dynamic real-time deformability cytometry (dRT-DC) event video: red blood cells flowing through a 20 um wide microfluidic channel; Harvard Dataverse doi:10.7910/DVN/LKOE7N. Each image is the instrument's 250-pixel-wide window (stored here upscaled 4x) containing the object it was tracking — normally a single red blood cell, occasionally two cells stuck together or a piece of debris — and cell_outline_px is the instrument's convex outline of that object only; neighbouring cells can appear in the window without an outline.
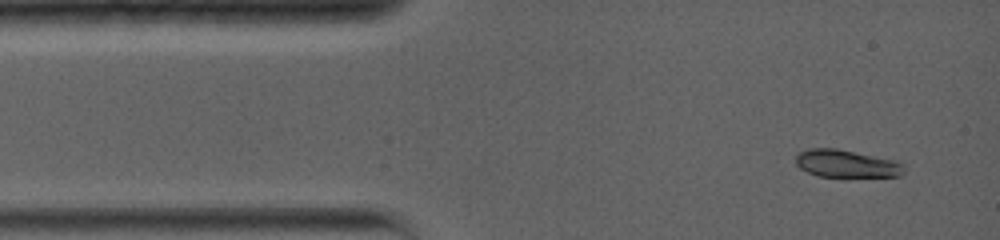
{"species": "common noctule bat (a hibernating species)", "species_latin": "Nyctalus noctula", "temperature_condition": "warm", "stored_images_in_passage": 14, "camera_frame_rate_fps": 5000, "um_per_image_px": 0.085, "animal": {"sex": "female", "body_mass_g": 19.0, "forearm_length_mm": 56.7}, "frame": {"image": 1, "passage_image": 1, "time_ms": 0.0, "image_size_px": [1000, 240], "cell_outline_px": [[904, 172], [900, 176], [816, 176], [800, 168], [796, 164], [796, 156], [800, 152], [808, 148], [836, 148], [896, 160], [904, 168]], "centroid_in_image_um": [71.92, 13.9], "position_along_channel_um": 13.1, "area_um2": 17.22}}
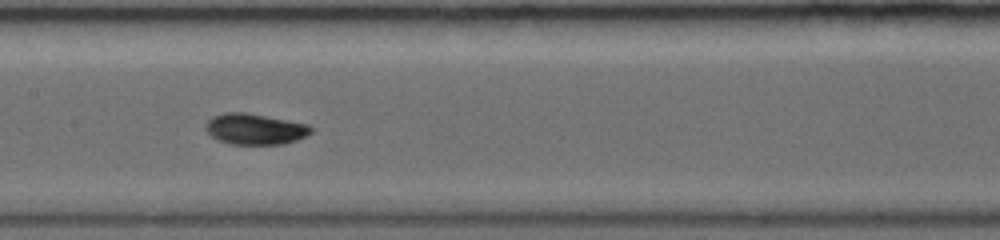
{"frame": {"image": 2, "passage_image": 7, "time_ms": 6.0, "image_size_px": [1000, 240], "cell_outline_px": [[312, 132], [296, 140], [284, 144], [232, 144], [220, 140], [212, 136], [204, 128], [204, 124], [212, 116], [224, 112], [244, 112], [308, 124], [312, 128]], "centroid_in_image_um": [21.64, 10.96], "position_along_channel_um": 185.8, "area_um2": 18.84}}
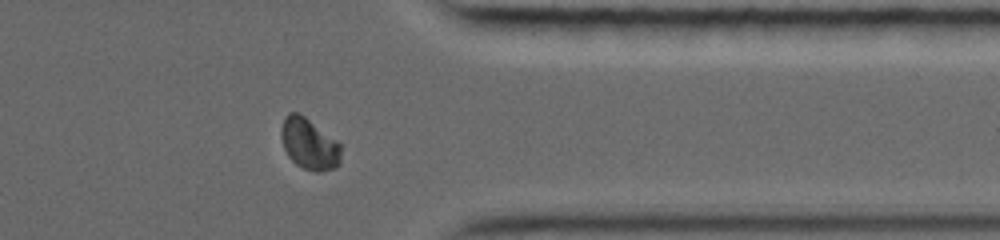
{"frame": {"image": 3, "passage_image": 12, "time_ms": 11.4, "image_size_px": [1000, 240], "cell_outline_px": [[340, 164], [332, 168], [320, 172], [316, 172], [304, 168], [296, 164], [288, 156], [284, 148], [280, 136], [280, 128], [284, 116], [288, 112], [300, 112], [336, 140], [340, 144]], "centroid_in_image_um": [26.24, 12.2], "position_along_channel_um": 385.2, "area_um2": 17.98}, "authors_computed_cell_mechanics": {"area_um2": 18.3515, "velocity_mm_per_s": 3.7946, "shape_relaxation_time_tau1_ms": 3.5611, "shape_relaxation_time_tau2_ms": 2.6706, "deformation_change_tau1": 0.1345, "deformation_change_tau2": 0.0281}}